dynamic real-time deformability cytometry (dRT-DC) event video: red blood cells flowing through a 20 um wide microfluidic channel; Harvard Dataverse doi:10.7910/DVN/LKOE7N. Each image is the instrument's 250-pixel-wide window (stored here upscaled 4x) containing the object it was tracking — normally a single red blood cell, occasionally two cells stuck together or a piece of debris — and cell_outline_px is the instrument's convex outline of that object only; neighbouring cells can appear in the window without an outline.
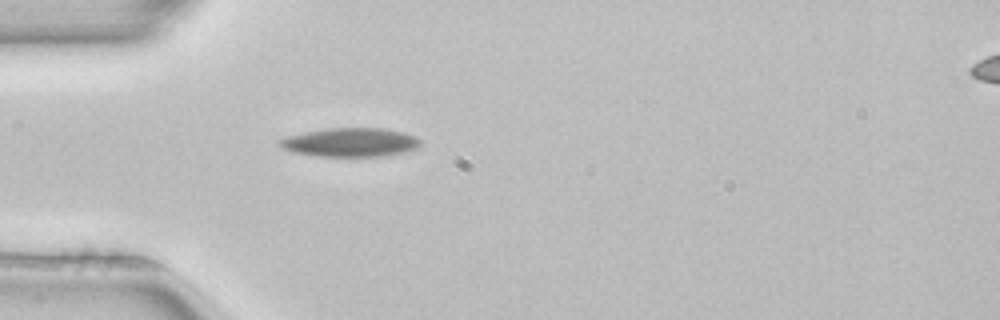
{"species": "common noctule bat (a hibernating species)", "species_latin": "Nyctalus noctula", "temperature_condition": "room temperature", "stored_images_in_passage": 2, "camera_frame_rate_fps": 3000, "um_per_image_px": 0.085, "animal": {"sex": "female", "body_mass_g": 22.7, "forearm_length_mm": 54.2}, "frame": {"image": 1, "passage_image": 2, "time_ms": 0.333, "image_size_px": [1000, 320], "cell_outline_px": [[420, 144], [416, 148], [404, 152], [384, 156], [320, 156], [292, 152], [276, 144], [276, 140], [288, 136], [304, 132], [328, 128], [384, 128], [404, 132], [416, 136], [420, 140]], "centroid_in_image_um": [29.77, 12.09], "position_along_channel_um": 55.2, "area_um2": 23.7}}